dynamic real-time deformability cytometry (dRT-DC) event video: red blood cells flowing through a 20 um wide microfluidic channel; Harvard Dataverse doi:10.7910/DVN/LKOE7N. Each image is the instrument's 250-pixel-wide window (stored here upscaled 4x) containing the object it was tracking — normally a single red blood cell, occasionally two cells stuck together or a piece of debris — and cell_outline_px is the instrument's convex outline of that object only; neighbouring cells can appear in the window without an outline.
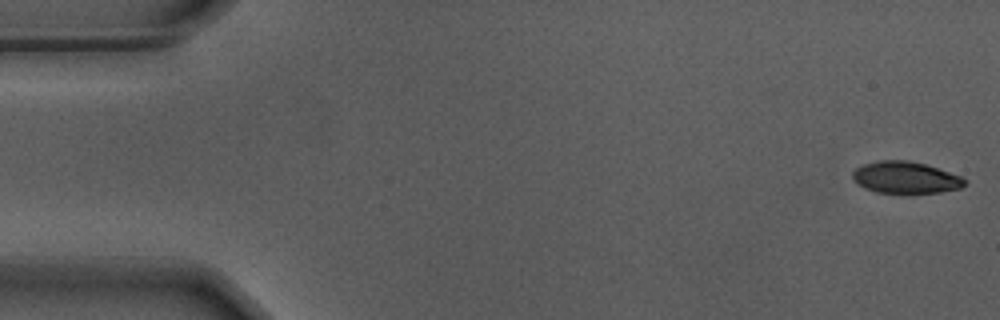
{"species": "Egyptian fruit bat (a non-hibernating species)", "species_latin": "Rousettus aegyptiacus", "temperature_condition": "warm", "stored_images_in_passage": 55, "camera_frame_rate_fps": 3000, "um_per_image_px": 0.085, "animal": {"sex": "male"}, "frame": {"image": 1, "passage_image": 1, "time_ms": 0.0, "image_size_px": [1000, 320], "cell_outline_px": [[968, 184], [960, 188], [940, 192], [908, 196], [900, 196], [876, 192], [864, 188], [852, 180], [852, 172], [856, 168], [864, 164], [880, 160], [908, 160], [924, 164], [960, 176], [968, 180]], "centroid_in_image_um": [76.96, 15.15], "position_along_channel_um": 8.0, "area_um2": 21.62}}
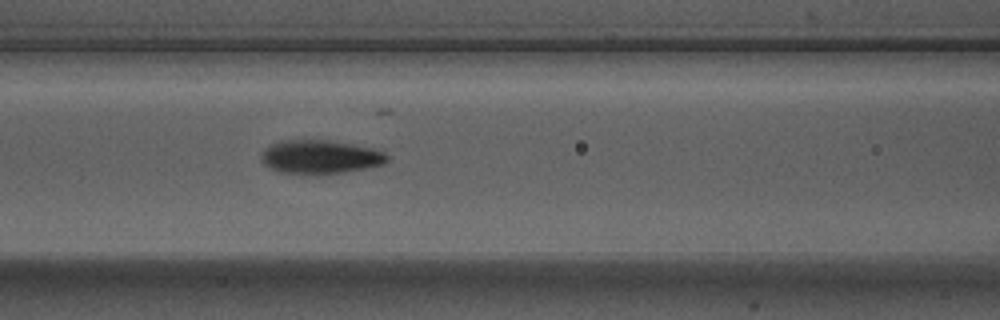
{"frame": {"image": 2, "passage_image": 23, "time_ms": 7.333, "image_size_px": [1000, 320], "cell_outline_px": [[388, 160], [384, 164], [364, 168], [316, 176], [280, 172], [264, 164], [260, 160], [260, 156], [264, 148], [272, 144], [284, 140], [328, 140], [352, 144], [372, 148], [384, 152], [388, 156]], "centroid_in_image_um": [27.18, 13.35], "position_along_channel_um": 139.4, "area_um2": 24.85}}
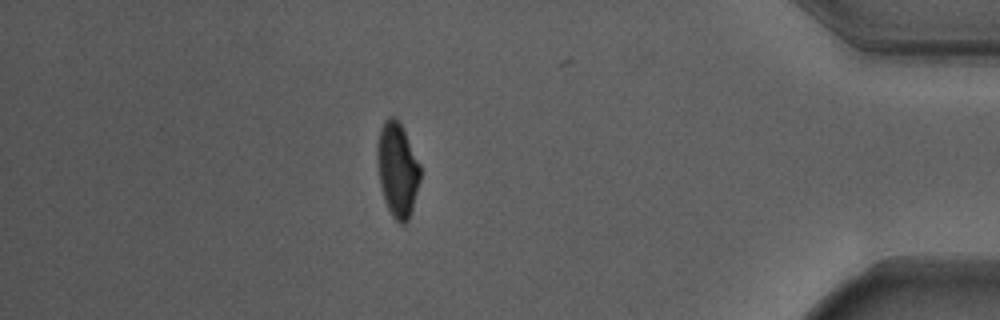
{"frame": {"image": 3, "passage_image": 48, "time_ms": 15.667, "image_size_px": [1000, 320], "cell_outline_px": [[420, 180], [412, 208], [408, 220], [404, 224], [400, 224], [392, 216], [384, 200], [380, 184], [376, 160], [376, 148], [380, 128], [384, 120], [388, 116], [396, 116], [420, 164]], "centroid_in_image_um": [33.75, 14.4], "position_along_channel_um": 401.4, "area_um2": 23.58}, "authors_computed_cell_mechanics": {"area_um2": 23.5824, "velocity_mm_per_s": 3.7004, "shape_relaxation_time_tau1_ms": 2.5951, "shape_relaxation_time_tau2_ms": 1.3314, "deformation_change_tau1": 0.1671, "deformation_change_tau2": 0.065}}